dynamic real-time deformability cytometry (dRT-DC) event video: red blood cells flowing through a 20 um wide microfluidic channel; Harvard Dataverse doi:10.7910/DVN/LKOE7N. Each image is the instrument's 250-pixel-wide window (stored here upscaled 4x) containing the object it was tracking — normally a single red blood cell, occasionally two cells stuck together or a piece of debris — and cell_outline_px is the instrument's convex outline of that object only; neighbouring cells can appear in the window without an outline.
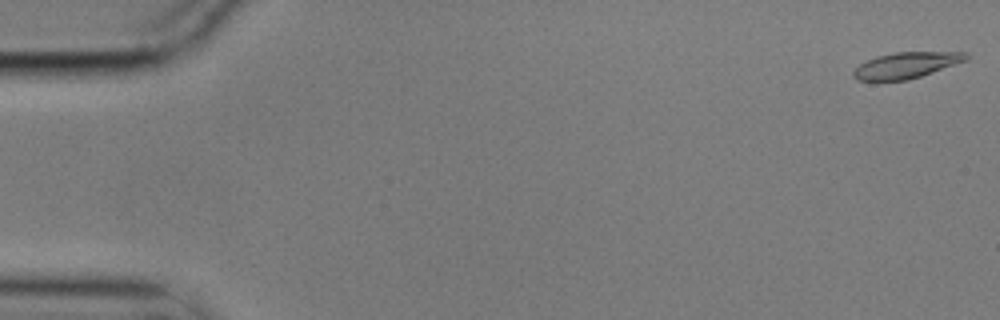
{"species": "common noctule bat (a hibernating species)", "species_latin": "Nyctalus noctula", "temperature_condition": "cold", "stored_images_in_passage": 11, "camera_frame_rate_fps": 3000, "um_per_image_px": 0.085, "animal": {"sex": "male", "body_mass_g": 17.9}, "frame": {"image": 1, "passage_image": 1, "time_ms": 0.0, "image_size_px": [1000, 320], "cell_outline_px": [[968, 60], [908, 80], [856, 80], [852, 76], [852, 72], [860, 64], [876, 56], [896, 52], [968, 52]], "centroid_in_image_um": [77.03, 5.54], "position_along_channel_um": 8.0, "area_um2": 16.94}}